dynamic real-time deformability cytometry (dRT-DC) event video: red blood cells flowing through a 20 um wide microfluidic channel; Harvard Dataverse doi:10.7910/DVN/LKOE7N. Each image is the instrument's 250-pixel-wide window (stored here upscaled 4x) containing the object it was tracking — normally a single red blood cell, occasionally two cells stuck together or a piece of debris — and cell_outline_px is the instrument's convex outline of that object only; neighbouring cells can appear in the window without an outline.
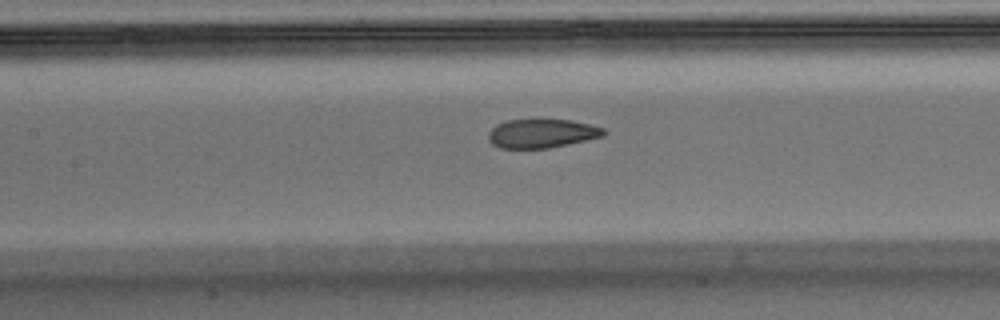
{"species": "Egyptian fruit bat (a non-hibernating species)", "species_latin": "Rousettus aegyptiacus", "temperature_condition": "warm", "stored_images_in_passage": 34, "camera_frame_rate_fps": 3000, "um_per_image_px": 0.085, "animal": {"sex": "male"}, "frame": {"image": 1, "passage_image": 10, "time_ms": 3.0, "image_size_px": [1000, 320], "cell_outline_px": [[608, 132], [604, 136], [568, 144], [548, 148], [500, 148], [492, 144], [488, 140], [488, 132], [496, 124], [504, 120], [536, 116], [572, 120], [604, 128]], "centroid_in_image_um": [46.02, 11.28], "position_along_channel_um": 161.4, "area_um2": 20.4}}
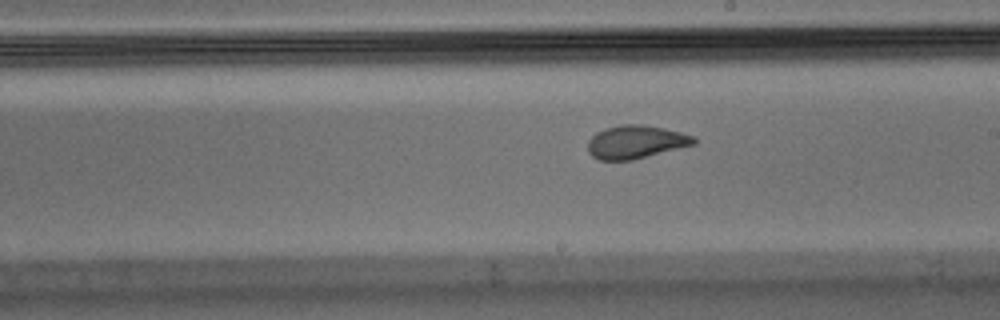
{"frame": {"image": 2, "passage_image": 16, "time_ms": 5.0, "image_size_px": [1000, 320], "cell_outline_px": [[696, 144], [632, 160], [600, 160], [592, 156], [588, 152], [588, 140], [596, 132], [604, 128], [620, 124], [644, 124], [664, 128], [696, 136]], "centroid_in_image_um": [54.04, 12.05], "position_along_channel_um": 235.0, "area_um2": 20.69}}
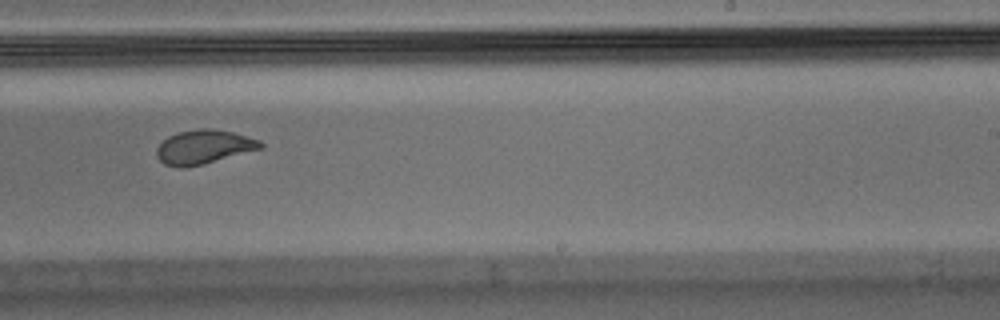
{"frame": {"image": 3, "passage_image": 19, "time_ms": 6.0, "image_size_px": [1000, 320], "cell_outline_px": [[264, 148], [184, 168], [180, 168], [164, 164], [156, 156], [156, 148], [168, 136], [180, 132], [196, 128], [212, 128], [232, 132], [248, 136], [260, 140], [264, 144]], "centroid_in_image_um": [17.33, 12.48], "position_along_channel_um": 271.7, "area_um2": 20.52}, "authors_computed_cell_mechanics": {"area_um2": 20.7502, "velocity_mm_per_s": 3.6876, "shape_relaxation_time_tau1_ms": 8.2005, "shape_relaxation_time_tau2_ms": 1.1194, "deformation_change_tau1": 0.2263, "deformation_change_tau2": 0.0709}}